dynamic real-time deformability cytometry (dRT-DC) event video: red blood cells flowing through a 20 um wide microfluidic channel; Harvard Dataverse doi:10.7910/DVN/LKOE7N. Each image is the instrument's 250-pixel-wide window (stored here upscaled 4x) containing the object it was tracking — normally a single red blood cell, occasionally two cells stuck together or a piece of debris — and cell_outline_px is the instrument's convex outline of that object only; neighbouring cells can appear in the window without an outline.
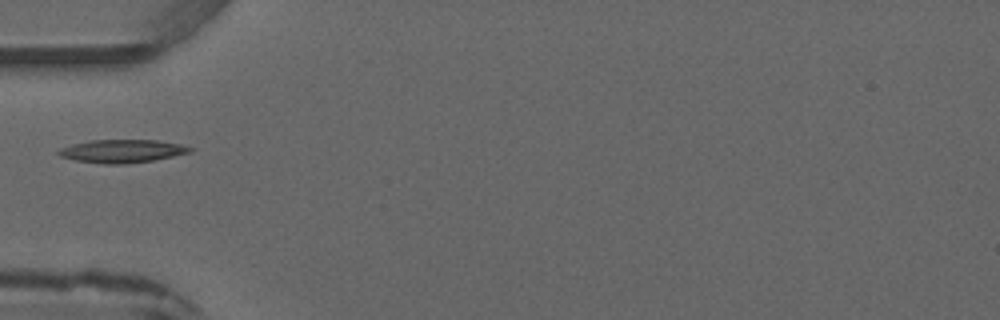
{"species": "common noctule bat (a hibernating species)", "species_latin": "Nyctalus noctula", "temperature_condition": "warm", "stored_images_in_passage": 1, "camera_frame_rate_fps": 3000, "um_per_image_px": 0.085, "animal": {"sex": "male", "forearm_length_mm": 52.5}, "frame": {"image": 1, "passage_image": 1, "time_ms": 0.0, "image_size_px": [1000, 320], "cell_outline_px": [[196, 148], [192, 152], [152, 160], [124, 164], [104, 164], [76, 160], [60, 156], [56, 152], [60, 148], [72, 144], [92, 140], [156, 140], [180, 144]], "centroid_in_image_um": [10.39, 12.84], "position_along_channel_um": 74.6, "area_um2": 17.63}}